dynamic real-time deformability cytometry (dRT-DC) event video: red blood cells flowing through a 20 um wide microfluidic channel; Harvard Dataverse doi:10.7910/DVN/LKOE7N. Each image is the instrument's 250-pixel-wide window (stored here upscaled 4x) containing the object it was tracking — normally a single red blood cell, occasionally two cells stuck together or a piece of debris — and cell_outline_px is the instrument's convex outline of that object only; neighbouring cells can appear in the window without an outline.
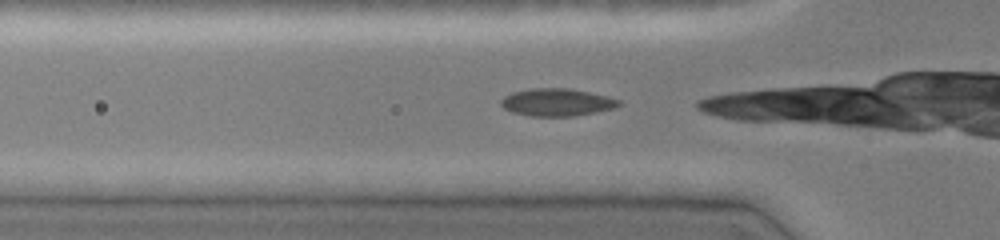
{"species": "common noctule bat (a hibernating species)", "species_latin": "Nyctalus noctula", "temperature_condition": "cold", "stored_images_in_passage": 33, "camera_frame_rate_fps": 3000, "um_per_image_px": 0.085, "animal": {"sex": "female", "body_mass_g": 19.0, "forearm_length_mm": 51.5}, "frame": {"image": 1, "passage_image": 7, "time_ms": 2.0, "image_size_px": [1000, 240], "cell_outline_px": [[624, 104], [616, 108], [596, 112], [572, 116], [528, 116], [512, 112], [504, 108], [500, 104], [500, 100], [504, 96], [512, 92], [528, 88], [568, 88], [608, 96], [620, 100]], "centroid_in_image_um": [47.34, 8.69], "position_along_channel_um": 78.5, "area_um2": 19.13}}
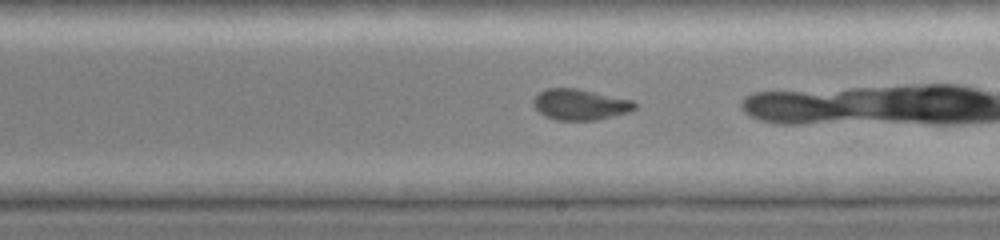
{"frame": {"image": 2, "passage_image": 19, "time_ms": 6.0, "image_size_px": [1000, 240], "cell_outline_px": [[636, 108], [628, 112], [596, 120], [556, 120], [544, 116], [532, 104], [532, 100], [540, 92], [548, 88], [576, 88], [632, 100], [636, 104]], "centroid_in_image_um": [49.28, 8.89], "position_along_channel_um": 239.7, "area_um2": 18.09}}
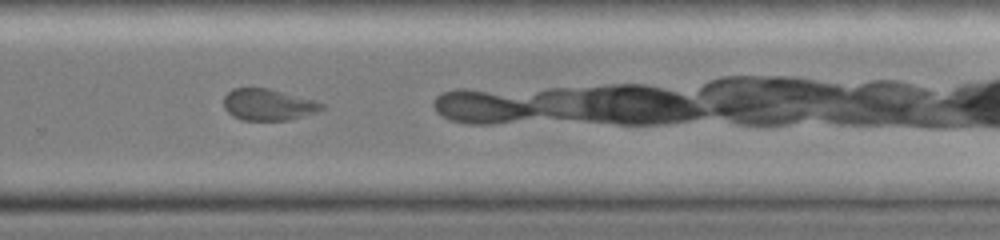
{"frame": {"image": 3, "passage_image": 24, "time_ms": 7.667, "image_size_px": [1000, 240], "cell_outline_px": [[324, 108], [316, 112], [288, 120], [240, 120], [232, 116], [224, 108], [224, 96], [232, 88], [268, 88], [316, 100], [324, 104]], "centroid_in_image_um": [22.78, 8.89], "position_along_channel_um": 307.0, "area_um2": 18.03}}